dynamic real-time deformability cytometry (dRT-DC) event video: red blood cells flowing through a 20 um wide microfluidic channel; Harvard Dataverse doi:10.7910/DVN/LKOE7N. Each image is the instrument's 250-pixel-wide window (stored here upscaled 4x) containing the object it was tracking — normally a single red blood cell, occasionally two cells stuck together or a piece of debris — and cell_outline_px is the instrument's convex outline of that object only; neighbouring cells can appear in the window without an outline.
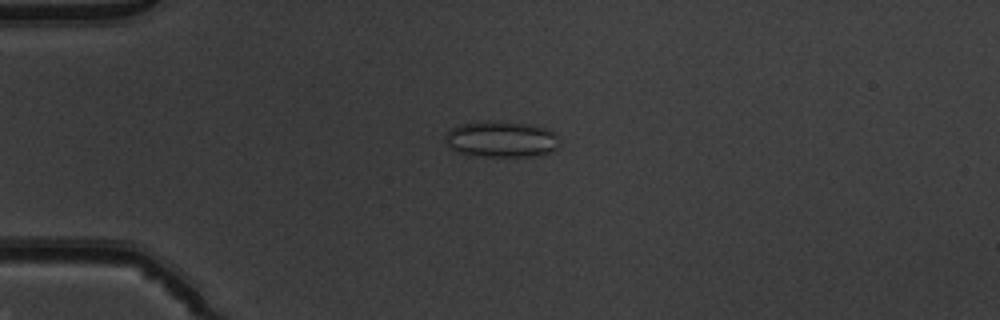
{"species": "common noctule bat (a hibernating species)", "species_latin": "Nyctalus noctula", "temperature_condition": "warm", "stored_images_in_passage": 50, "camera_frame_rate_fps": 3000, "um_per_image_px": 0.085, "animal": {"sex": "male", "body_mass_g": 19.5, "forearm_length_mm": 54.6}, "frame": {"image": 1, "passage_image": 12, "time_ms": 3.667, "image_size_px": [1000, 320], "cell_outline_px": [[556, 148], [548, 152], [536, 156], [484, 156], [460, 152], [448, 148], [444, 140], [444, 136], [452, 128], [460, 124], [488, 120], [532, 124], [548, 128], [556, 136]], "centroid_in_image_um": [42.56, 11.81], "position_along_channel_um": 42.4, "area_um2": 23.93}}
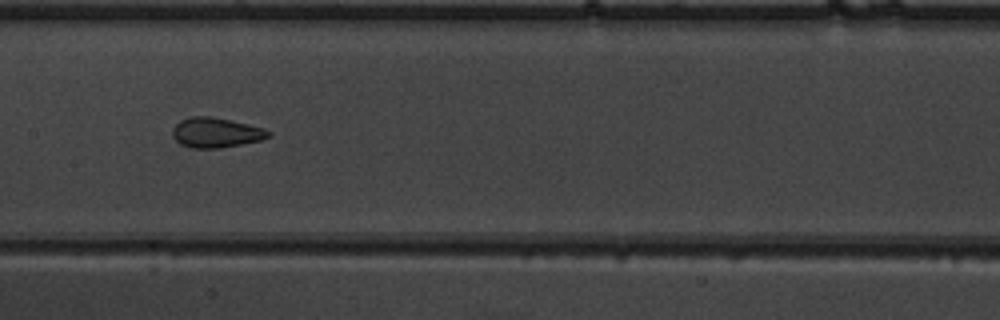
{"frame": {"image": 2, "passage_image": 25, "time_ms": 8.0, "image_size_px": [1000, 320], "cell_outline_px": [[272, 132], [268, 136], [260, 140], [220, 148], [192, 148], [180, 144], [172, 136], [172, 128], [180, 120], [192, 116], [212, 116], [248, 124], [264, 128]], "centroid_in_image_um": [18.32, 11.26], "position_along_channel_um": 189.1, "area_um2": 16.7}}
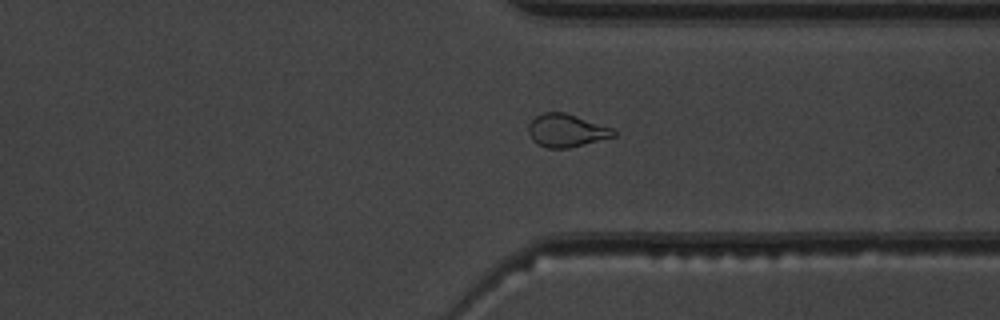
{"frame": {"image": 3, "passage_image": 38, "time_ms": 12.333, "image_size_px": [1000, 320], "cell_outline_px": [[616, 136], [568, 148], [548, 148], [536, 144], [532, 140], [528, 132], [528, 124], [536, 116], [544, 112], [564, 112], [612, 128], [616, 132]], "centroid_in_image_um": [48.11, 11.1], "position_along_channel_um": 363.3, "area_um2": 16.24}, "authors_computed_cell_mechanics": {"area_um2": 17.6001, "velocity_mm_per_s": 4.0318, "shape_relaxation_time_tau1_ms": null, "shape_relaxation_time_tau2_ms": 1.038, "deformation_change_tau1": null, "deformation_change_tau2": 0.0732}}